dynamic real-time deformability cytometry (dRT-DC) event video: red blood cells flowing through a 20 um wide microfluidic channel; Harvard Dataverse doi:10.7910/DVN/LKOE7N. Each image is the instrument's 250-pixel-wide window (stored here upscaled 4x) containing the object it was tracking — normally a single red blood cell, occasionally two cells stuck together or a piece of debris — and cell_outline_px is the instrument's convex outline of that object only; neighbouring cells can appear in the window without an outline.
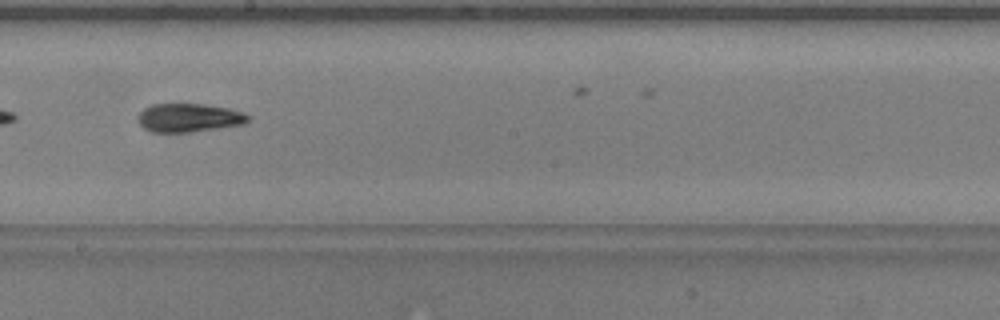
{"species": "common noctule bat (a hibernating species)", "species_latin": "Nyctalus noctula", "temperature_condition": "warm", "stored_images_in_passage": 28, "camera_frame_rate_fps": 3000, "um_per_image_px": 0.085, "animal": {"sex": "male", "body_mass_g": 20.5, "forearm_length_mm": 52.5}, "frame": {"image": 1, "passage_image": 16, "time_ms": 5.0, "image_size_px": [1000, 320], "cell_outline_px": [[252, 116], [244, 124], [192, 132], [152, 132], [144, 128], [140, 124], [140, 112], [144, 108], [152, 104], [204, 104], [228, 108], [244, 112]], "centroid_in_image_um": [16.11, 10.01], "position_along_channel_um": 232.1, "area_um2": 18.26}}